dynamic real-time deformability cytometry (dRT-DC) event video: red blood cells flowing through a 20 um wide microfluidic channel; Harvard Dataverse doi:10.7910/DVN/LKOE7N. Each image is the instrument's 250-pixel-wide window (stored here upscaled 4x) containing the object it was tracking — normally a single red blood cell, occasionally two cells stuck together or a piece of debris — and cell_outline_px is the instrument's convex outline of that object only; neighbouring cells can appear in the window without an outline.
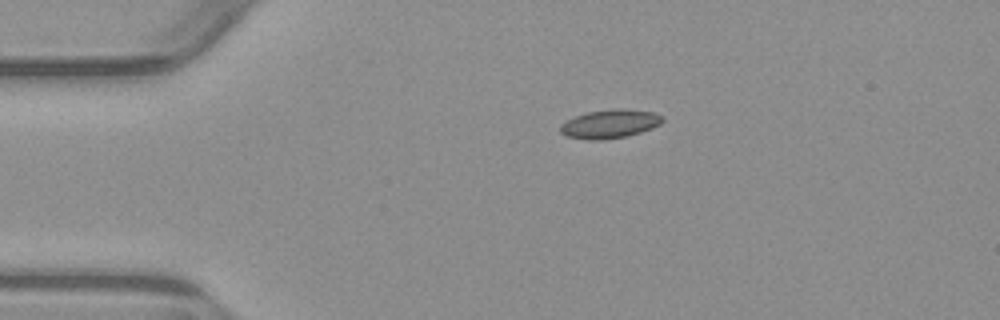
{"species": "common noctule bat (a hibernating species)", "species_latin": "Nyctalus noctula", "temperature_condition": "warm", "stored_images_in_passage": 2, "camera_frame_rate_fps": 3000, "um_per_image_px": 0.085, "animal": {"sex": "male", "body_mass_g": 23.1, "forearm_length_mm": 52.7}, "frame": {"image": 1, "passage_image": 1, "time_ms": 0.0, "image_size_px": [1000, 320], "cell_outline_px": [[664, 120], [660, 124], [652, 128], [628, 136], [600, 140], [588, 140], [568, 136], [560, 132], [560, 124], [576, 116], [588, 112], [616, 108], [620, 108], [652, 112], [664, 116]], "centroid_in_image_um": [51.86, 10.53], "position_along_channel_um": 33.1, "area_um2": 16.99}}